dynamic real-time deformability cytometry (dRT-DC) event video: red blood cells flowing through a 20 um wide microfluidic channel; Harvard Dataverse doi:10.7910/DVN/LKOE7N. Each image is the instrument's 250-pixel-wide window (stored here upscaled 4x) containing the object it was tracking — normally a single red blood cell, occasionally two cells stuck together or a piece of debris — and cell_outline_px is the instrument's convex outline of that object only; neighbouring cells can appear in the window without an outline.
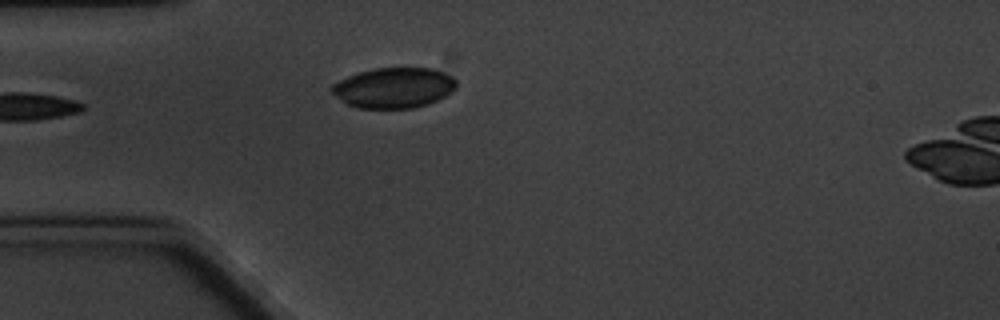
{"species": "common noctule bat (a hibernating species)", "species_latin": "Nyctalus noctula", "temperature_condition": "cold", "stored_images_in_passage": 5, "camera_frame_rate_fps": 3000, "um_per_image_px": 0.085, "animal": {"sex": "male", "body_mass_g": 20.1, "forearm_length_mm": 53.5}, "frame": {"image": 1, "passage_image": 5, "time_ms": 4.333, "image_size_px": [1000, 320], "cell_outline_px": [[456, 88], [452, 92], [428, 104], [412, 108], [356, 108], [348, 104], [328, 92], [328, 88], [332, 84], [348, 76], [360, 72], [376, 68], [432, 68], [444, 72], [452, 76], [456, 80]], "centroid_in_image_um": [33.45, 7.46], "position_along_channel_um": 51.6, "area_um2": 29.48}}